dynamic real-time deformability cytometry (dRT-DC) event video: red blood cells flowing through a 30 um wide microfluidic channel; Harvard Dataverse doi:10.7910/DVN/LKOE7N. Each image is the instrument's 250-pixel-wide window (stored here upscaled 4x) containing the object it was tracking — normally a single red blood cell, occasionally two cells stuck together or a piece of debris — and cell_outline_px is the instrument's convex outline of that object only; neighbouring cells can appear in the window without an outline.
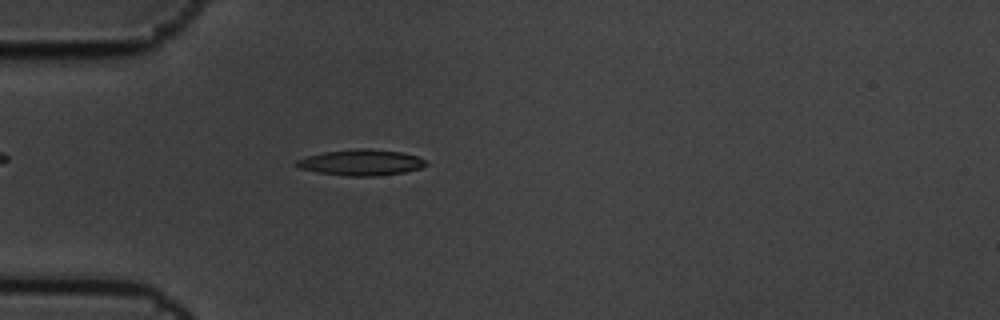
{"species": "common noctule bat (a hibernating species)", "species_latin": "Nyctalus noctula", "temperature_condition": "cold", "stored_images_in_passage": 6, "camera_frame_rate_fps": 3000, "um_per_image_px": 0.085, "animal": {"sex": "male", "body_mass_g": 19.5, "forearm_length_mm": 54.6}, "frame": {"image": 1, "passage_image": 6, "time_ms": 1.667, "image_size_px": [1000, 320], "cell_outline_px": [[428, 164], [420, 168], [404, 172], [376, 176], [348, 176], [316, 172], [300, 168], [292, 164], [296, 160], [308, 156], [324, 152], [356, 148], [368, 148], [400, 152], [416, 156], [424, 160]], "centroid_in_image_um": [30.65, 13.81], "position_along_channel_um": 54.3, "area_um2": 19.54}}